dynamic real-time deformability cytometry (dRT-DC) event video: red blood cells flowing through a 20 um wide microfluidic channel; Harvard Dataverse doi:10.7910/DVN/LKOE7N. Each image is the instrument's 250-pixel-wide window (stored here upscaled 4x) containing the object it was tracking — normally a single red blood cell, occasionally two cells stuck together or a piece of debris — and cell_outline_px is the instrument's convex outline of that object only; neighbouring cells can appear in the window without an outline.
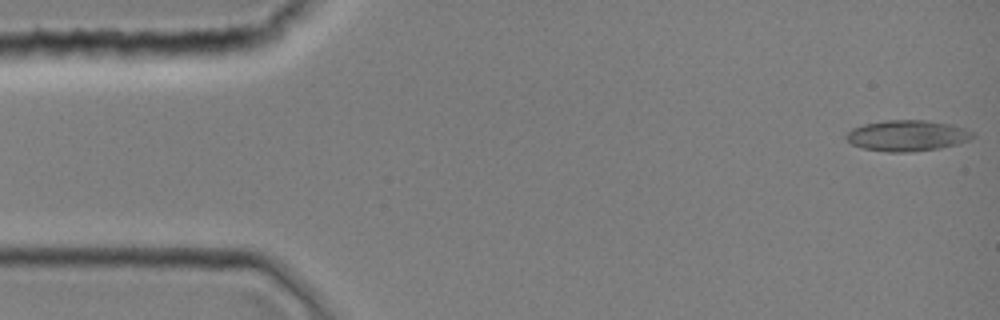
{"species": "common noctule bat (a hibernating species)", "species_latin": "Nyctalus noctula", "temperature_condition": "room temperature", "stored_images_in_passage": 43, "camera_frame_rate_fps": 3000, "um_per_image_px": 0.085, "animal": {"sex": "female", "body_mass_g": 19.0, "forearm_length_mm": 51.5}, "frame": {"image": 1, "passage_image": 1, "time_ms": 0.0, "image_size_px": [1000, 320], "cell_outline_px": [[976, 136], [968, 140], [956, 144], [936, 148], [908, 152], [888, 152], [864, 148], [852, 144], [844, 136], [852, 128], [864, 124], [884, 120], [924, 120], [948, 124], [964, 128], [972, 132]], "centroid_in_image_um": [77.08, 11.52], "position_along_channel_um": 7.9, "area_um2": 22.48}}
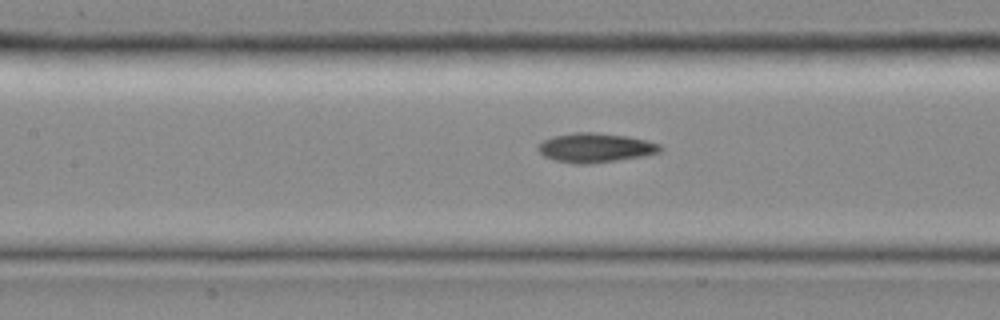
{"frame": {"image": 2, "passage_image": 19, "time_ms": 6.0, "image_size_px": [1000, 320], "cell_outline_px": [[664, 148], [660, 152], [640, 156], [616, 160], [584, 164], [572, 164], [556, 160], [544, 156], [536, 148], [544, 140], [552, 136], [572, 132], [596, 132], [628, 136], [648, 140], [660, 144]], "centroid_in_image_um": [50.61, 12.54], "position_along_channel_um": 156.8, "area_um2": 20.87}}
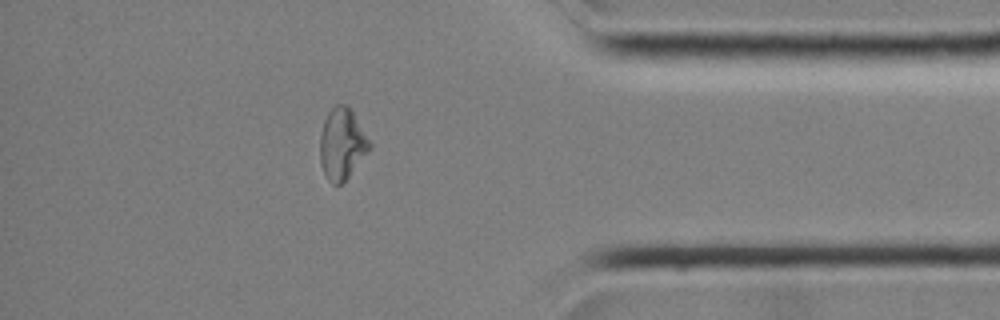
{"frame": {"image": 3, "passage_image": 37, "time_ms": 12.0, "image_size_px": [1000, 320], "cell_outline_px": [[372, 148], [348, 176], [340, 184], [332, 184], [324, 176], [320, 164], [320, 136], [324, 120], [328, 112], [336, 104], [344, 104], [352, 108], [372, 144]], "centroid_in_image_um": [29.08, 12.21], "position_along_channel_um": 406.1, "area_um2": 20.81}}